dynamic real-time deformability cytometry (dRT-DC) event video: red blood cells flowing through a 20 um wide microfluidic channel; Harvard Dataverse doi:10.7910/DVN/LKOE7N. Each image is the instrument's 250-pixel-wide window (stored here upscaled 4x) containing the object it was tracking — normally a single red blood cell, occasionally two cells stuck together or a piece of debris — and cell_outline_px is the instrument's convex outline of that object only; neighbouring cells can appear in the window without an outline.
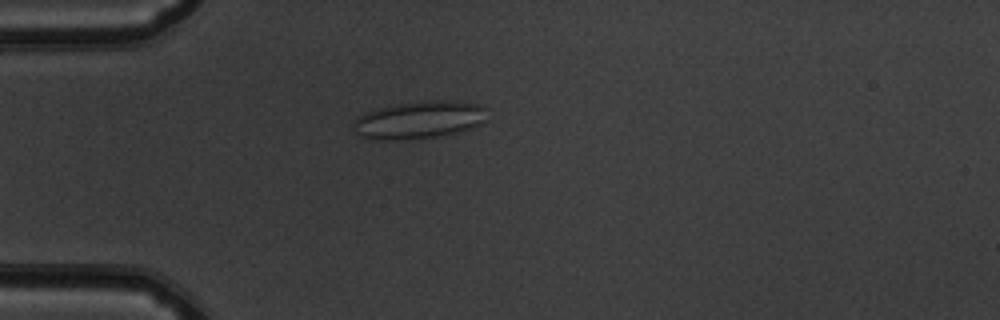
{"species": "common noctule bat (a hibernating species)", "species_latin": "Nyctalus noctula", "temperature_condition": "warm", "stored_images_in_passage": 53, "camera_frame_rate_fps": 3000, "um_per_image_px": 0.085, "animal": {"sex": "male", "body_mass_g": 19.5, "forearm_length_mm": 54.6}, "frame": {"image": 1, "passage_image": 15, "time_ms": 4.667, "image_size_px": [1000, 320], "cell_outline_px": [[488, 120], [472, 128], [444, 136], [388, 140], [372, 140], [360, 136], [352, 128], [352, 120], [364, 112], [396, 104], [436, 100], [456, 100], [484, 104]], "centroid_in_image_um": [35.66, 10.19], "position_along_channel_um": 49.3, "area_um2": 29.82}}
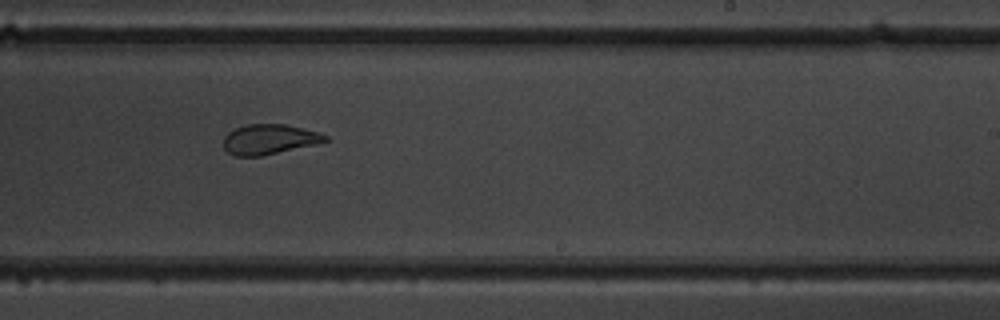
{"frame": {"image": 2, "passage_image": 33, "time_ms": 10.667, "image_size_px": [1000, 320], "cell_outline_px": [[328, 140], [316, 144], [260, 156], [236, 156], [228, 152], [224, 148], [224, 136], [228, 132], [244, 124], [284, 124], [304, 128], [328, 136]], "centroid_in_image_um": [22.86, 11.83], "position_along_channel_um": 266.1, "area_um2": 17.69}}
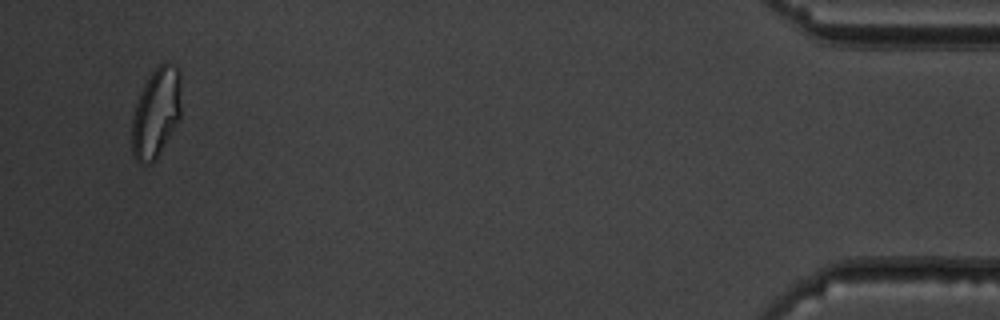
{"frame": {"image": 3, "passage_image": 51, "time_ms": 16.667, "image_size_px": [1000, 320], "cell_outline_px": [[180, 116], [176, 124], [156, 160], [152, 164], [140, 164], [132, 156], [132, 120], [136, 104], [140, 92], [148, 76], [160, 64], [176, 64], [180, 68]], "centroid_in_image_um": [13.26, 9.61], "position_along_channel_um": 421.9, "area_um2": 25.84}, "authors_computed_cell_mechanics": {"area_um2": 23.0622, "velocity_mm_per_s": 3.8599, "shape_relaxation_time_tau1_ms": null, "shape_relaxation_time_tau2_ms": 1.045, "deformation_change_tau1": null, "deformation_change_tau2": 0.0651}}